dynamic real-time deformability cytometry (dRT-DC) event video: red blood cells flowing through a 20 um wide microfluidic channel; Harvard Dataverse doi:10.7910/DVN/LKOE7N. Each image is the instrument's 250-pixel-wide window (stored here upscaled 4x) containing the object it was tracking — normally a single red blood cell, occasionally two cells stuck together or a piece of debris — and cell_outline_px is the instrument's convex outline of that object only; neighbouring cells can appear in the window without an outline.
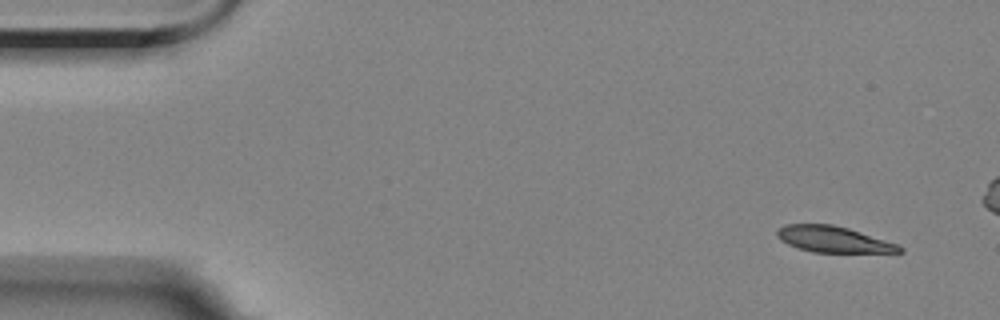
{"species": "Egyptian fruit bat (a non-hibernating species)", "species_latin": "Rousettus aegyptiacus", "temperature_condition": "room temperature", "stored_images_in_passage": 6, "camera_frame_rate_fps": 3000, "um_per_image_px": 0.085, "animal": {"sex": "female"}, "frame": {"image": 1, "passage_image": 1, "time_ms": 0.0, "image_size_px": [1000, 320], "cell_outline_px": [[904, 252], [812, 252], [788, 244], [780, 240], [776, 236], [776, 232], [784, 224], [832, 224], [848, 228], [896, 244], [904, 248]], "centroid_in_image_um": [70.8, 20.34], "position_along_channel_um": 14.2, "area_um2": 18.32}}